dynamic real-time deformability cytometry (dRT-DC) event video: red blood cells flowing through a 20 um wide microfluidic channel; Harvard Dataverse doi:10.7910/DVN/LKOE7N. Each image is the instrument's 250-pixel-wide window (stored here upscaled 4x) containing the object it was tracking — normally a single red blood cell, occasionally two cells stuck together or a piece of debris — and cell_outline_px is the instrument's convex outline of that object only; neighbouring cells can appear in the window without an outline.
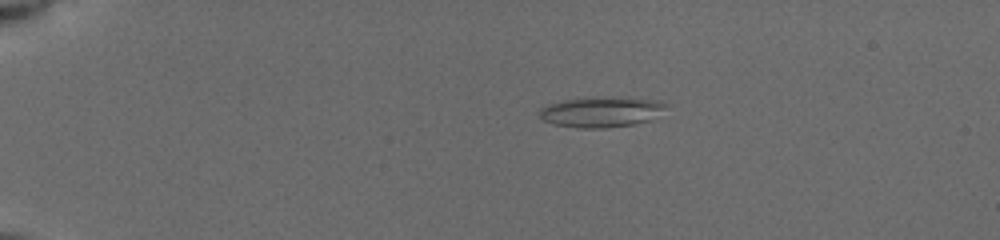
{"species": "common noctule bat (a hibernating species)", "species_latin": "Nyctalus noctula", "temperature_condition": "cold", "stored_images_in_passage": 5, "camera_frame_rate_fps": 3000, "um_per_image_px": 0.085, "animal": {"sex": "female", "body_mass_g": 19.5, "forearm_length_mm": 54.1}, "frame": {"image": 1, "passage_image": 2, "time_ms": 0.333, "image_size_px": [1000, 240], "cell_outline_px": [[668, 104], [652, 120], [632, 124], [608, 128], [576, 128], [552, 124], [544, 120], [540, 116], [540, 108], [548, 104], [564, 100], [656, 100]], "centroid_in_image_um": [51.05, 9.59], "position_along_channel_um": 33.9, "area_um2": 21.1}}